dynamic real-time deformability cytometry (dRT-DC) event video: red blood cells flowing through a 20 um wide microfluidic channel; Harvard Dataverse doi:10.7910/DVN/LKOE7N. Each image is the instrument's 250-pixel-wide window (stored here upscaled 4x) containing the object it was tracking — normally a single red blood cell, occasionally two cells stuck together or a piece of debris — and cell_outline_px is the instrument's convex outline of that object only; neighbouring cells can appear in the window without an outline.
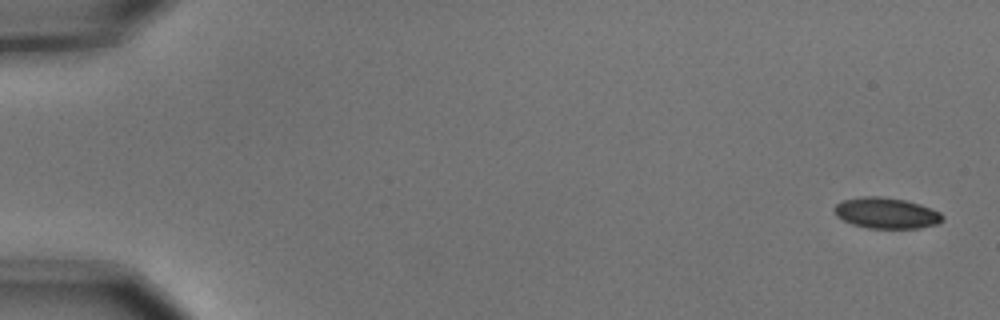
{"species": "common noctule bat (a hibernating species)", "species_latin": "Nyctalus noctula", "temperature_condition": "cold", "stored_images_in_passage": 2, "camera_frame_rate_fps": 3000, "um_per_image_px": 0.085, "animal": {"sex": "male", "body_mass_g": 15.6}, "frame": {"image": 1, "passage_image": 1, "time_ms": 0.0, "image_size_px": [1000, 320], "cell_outline_px": [[944, 220], [936, 224], [920, 228], [868, 228], [852, 224], [836, 216], [832, 208], [836, 204], [844, 200], [864, 196], [880, 196], [904, 200], [920, 204], [932, 208], [940, 212], [944, 216]], "centroid_in_image_um": [75.34, 18.11], "position_along_channel_um": 9.7, "area_um2": 19.54}}